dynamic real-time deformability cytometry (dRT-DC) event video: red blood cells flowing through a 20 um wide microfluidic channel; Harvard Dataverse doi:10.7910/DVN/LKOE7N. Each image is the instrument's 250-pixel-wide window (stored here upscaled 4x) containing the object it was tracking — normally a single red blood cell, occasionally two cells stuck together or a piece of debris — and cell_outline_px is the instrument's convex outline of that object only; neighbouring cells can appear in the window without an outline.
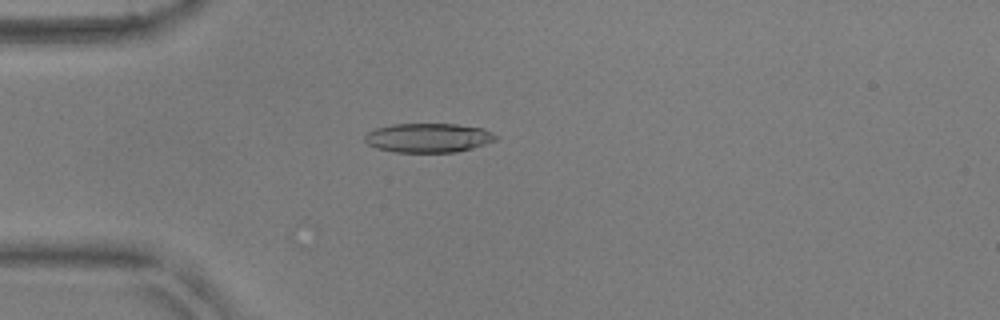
{"species": "common noctule bat (a hibernating species)", "species_latin": "Nyctalus noctula", "temperature_condition": "warm", "stored_images_in_passage": 53, "camera_frame_rate_fps": 3000, "um_per_image_px": 0.085, "animal": {"sex": "male", "body_mass_g": 17.9, "forearm_length_mm": 54.2}, "frame": {"image": 1, "passage_image": 15, "time_ms": 4.667, "image_size_px": [1000, 320], "cell_outline_px": [[500, 136], [496, 140], [472, 148], [456, 152], [396, 152], [376, 148], [368, 144], [364, 140], [364, 136], [368, 132], [376, 128], [392, 124], [456, 124], [484, 128]], "centroid_in_image_um": [36.43, 11.71], "position_along_channel_um": 48.6, "area_um2": 22.37}}
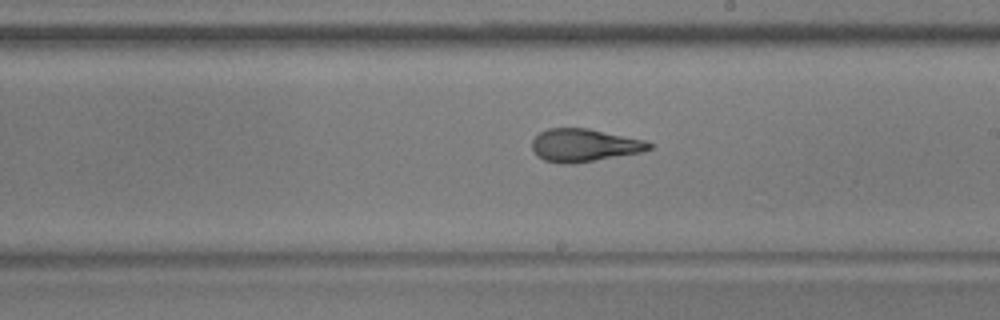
{"frame": {"image": 2, "passage_image": 31, "time_ms": 10.0, "image_size_px": [1000, 320], "cell_outline_px": [[652, 148], [640, 152], [572, 164], [564, 164], [544, 160], [536, 156], [532, 148], [532, 140], [540, 132], [548, 128], [588, 128], [644, 140], [652, 144]], "centroid_in_image_um": [49.61, 12.34], "position_along_channel_um": 239.4, "area_um2": 22.25}}
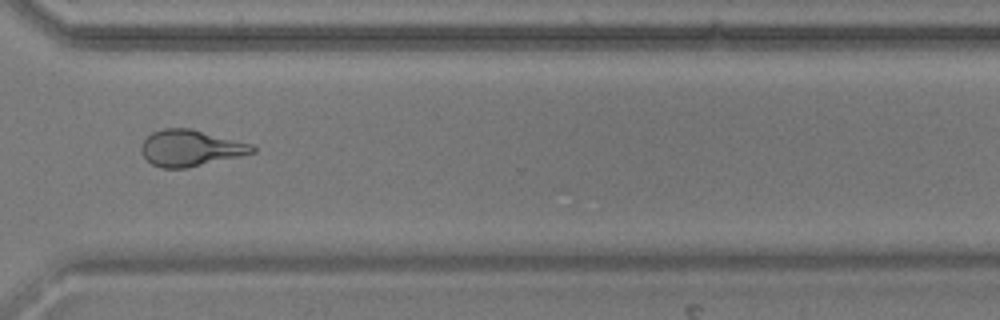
{"frame": {"image": 3, "passage_image": 40, "time_ms": 13.0, "image_size_px": [1000, 320], "cell_outline_px": [[256, 152], [240, 156], [188, 168], [160, 168], [152, 164], [140, 152], [140, 148], [144, 140], [152, 132], [164, 128], [192, 128], [252, 144], [256, 148]], "centroid_in_image_um": [16.19, 12.58], "position_along_channel_um": 354.4, "area_um2": 23.58}, "authors_computed_cell_mechanics": {"area_um2": 23.2356, "velocity_mm_per_s": 3.8393, "shape_relaxation_time_tau1_ms": 10.8411, "shape_relaxation_time_tau2_ms": 1.4213, "deformation_change_tau1": 0.2928, "deformation_change_tau2": 0.0995}}